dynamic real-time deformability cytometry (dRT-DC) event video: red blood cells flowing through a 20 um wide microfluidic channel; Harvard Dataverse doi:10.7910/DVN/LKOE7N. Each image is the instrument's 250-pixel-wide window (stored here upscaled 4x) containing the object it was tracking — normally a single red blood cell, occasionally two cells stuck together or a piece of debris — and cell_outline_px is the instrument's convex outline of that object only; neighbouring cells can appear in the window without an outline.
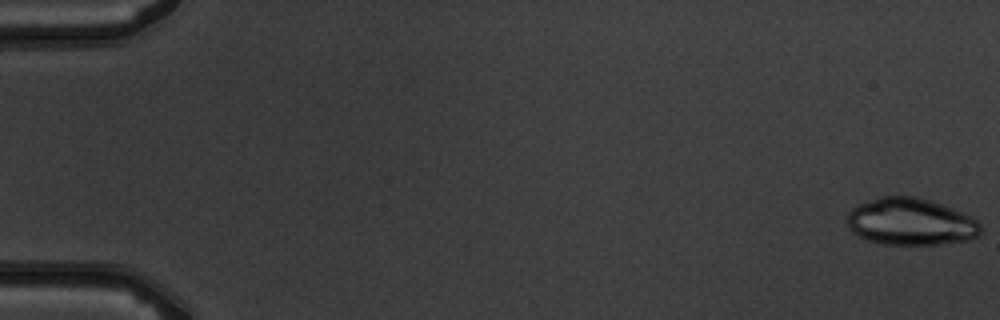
{"species": "common noctule bat (a hibernating species)", "species_latin": "Nyctalus noctula", "temperature_condition": "warm", "stored_images_in_passage": 5, "camera_frame_rate_fps": 3000, "um_per_image_px": 0.085, "animal": {"sex": "male", "body_mass_g": 19.5, "forearm_length_mm": 54.6}, "frame": {"image": 1, "passage_image": 1, "time_ms": 0.0, "image_size_px": [1000, 320], "cell_outline_px": [[980, 232], [972, 240], [940, 244], [884, 244], [868, 240], [852, 232], [848, 228], [848, 212], [852, 208], [860, 204], [880, 196], [916, 196], [952, 208], [972, 216], [980, 224]], "centroid_in_image_um": [77.42, 18.85], "position_along_channel_um": 7.6, "area_um2": 36.47}}